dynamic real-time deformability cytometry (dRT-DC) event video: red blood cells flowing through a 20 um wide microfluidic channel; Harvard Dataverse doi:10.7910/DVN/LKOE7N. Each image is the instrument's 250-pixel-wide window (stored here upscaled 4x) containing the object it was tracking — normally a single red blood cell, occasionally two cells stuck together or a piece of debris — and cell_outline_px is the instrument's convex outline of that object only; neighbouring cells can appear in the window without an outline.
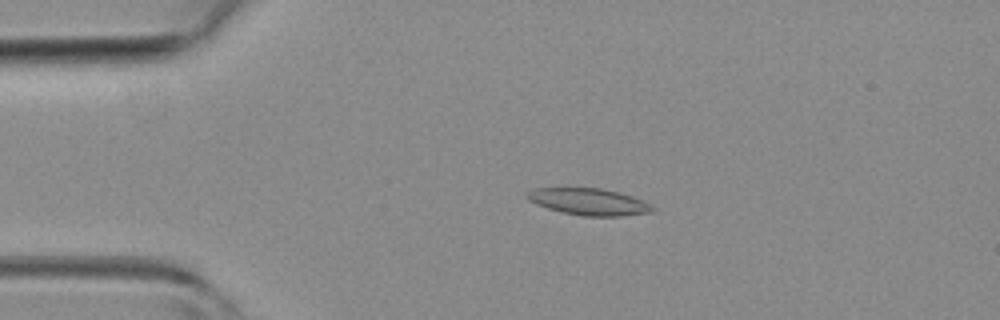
{"species": "common noctule bat (a hibernating species)", "species_latin": "Nyctalus noctula", "temperature_condition": "room temperature", "stored_images_in_passage": 3, "camera_frame_rate_fps": 3000, "um_per_image_px": 0.085, "animal": {"sex": "female", "body_mass_g": 19.3, "forearm_length_mm": 54.1}, "frame": {"image": 1, "passage_image": 2, "time_ms": 1.0, "image_size_px": [1000, 320], "cell_outline_px": [[656, 212], [620, 216], [584, 216], [560, 212], [536, 204], [528, 200], [524, 196], [528, 192], [536, 188], [600, 188], [620, 192], [632, 196], [652, 204], [656, 208]], "centroid_in_image_um": [50.1, 17.15], "position_along_channel_um": 34.9, "area_um2": 19.77}}